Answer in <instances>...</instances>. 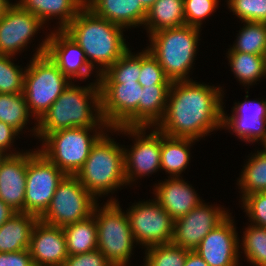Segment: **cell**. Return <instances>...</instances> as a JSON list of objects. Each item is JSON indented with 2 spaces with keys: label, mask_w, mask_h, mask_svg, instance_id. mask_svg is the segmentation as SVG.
<instances>
[{
  "label": "cell",
  "mask_w": 266,
  "mask_h": 266,
  "mask_svg": "<svg viewBox=\"0 0 266 266\" xmlns=\"http://www.w3.org/2000/svg\"><path fill=\"white\" fill-rule=\"evenodd\" d=\"M34 266H63L68 257L63 228L38 220L29 245Z\"/></svg>",
  "instance_id": "19"
},
{
  "label": "cell",
  "mask_w": 266,
  "mask_h": 266,
  "mask_svg": "<svg viewBox=\"0 0 266 266\" xmlns=\"http://www.w3.org/2000/svg\"><path fill=\"white\" fill-rule=\"evenodd\" d=\"M235 42L228 51H238L254 55H266V23L242 21Z\"/></svg>",
  "instance_id": "32"
},
{
  "label": "cell",
  "mask_w": 266,
  "mask_h": 266,
  "mask_svg": "<svg viewBox=\"0 0 266 266\" xmlns=\"http://www.w3.org/2000/svg\"><path fill=\"white\" fill-rule=\"evenodd\" d=\"M101 113L110 129L139 127V99L142 86L138 81L99 83Z\"/></svg>",
  "instance_id": "13"
},
{
  "label": "cell",
  "mask_w": 266,
  "mask_h": 266,
  "mask_svg": "<svg viewBox=\"0 0 266 266\" xmlns=\"http://www.w3.org/2000/svg\"><path fill=\"white\" fill-rule=\"evenodd\" d=\"M16 3L44 24L57 18L59 30H64L85 6V0H19Z\"/></svg>",
  "instance_id": "23"
},
{
  "label": "cell",
  "mask_w": 266,
  "mask_h": 266,
  "mask_svg": "<svg viewBox=\"0 0 266 266\" xmlns=\"http://www.w3.org/2000/svg\"><path fill=\"white\" fill-rule=\"evenodd\" d=\"M63 266H112L100 250L70 255Z\"/></svg>",
  "instance_id": "41"
},
{
  "label": "cell",
  "mask_w": 266,
  "mask_h": 266,
  "mask_svg": "<svg viewBox=\"0 0 266 266\" xmlns=\"http://www.w3.org/2000/svg\"><path fill=\"white\" fill-rule=\"evenodd\" d=\"M143 266H184L189 250L171 243L145 248Z\"/></svg>",
  "instance_id": "34"
},
{
  "label": "cell",
  "mask_w": 266,
  "mask_h": 266,
  "mask_svg": "<svg viewBox=\"0 0 266 266\" xmlns=\"http://www.w3.org/2000/svg\"><path fill=\"white\" fill-rule=\"evenodd\" d=\"M32 115L27 108L24 93H0V121L12 126L19 133L24 131Z\"/></svg>",
  "instance_id": "33"
},
{
  "label": "cell",
  "mask_w": 266,
  "mask_h": 266,
  "mask_svg": "<svg viewBox=\"0 0 266 266\" xmlns=\"http://www.w3.org/2000/svg\"><path fill=\"white\" fill-rule=\"evenodd\" d=\"M87 86L71 81L51 107L35 122L32 135L41 141L48 133L69 128L108 127L101 113L99 77ZM75 84V85H74Z\"/></svg>",
  "instance_id": "2"
},
{
  "label": "cell",
  "mask_w": 266,
  "mask_h": 266,
  "mask_svg": "<svg viewBox=\"0 0 266 266\" xmlns=\"http://www.w3.org/2000/svg\"><path fill=\"white\" fill-rule=\"evenodd\" d=\"M9 0H0V18L14 5Z\"/></svg>",
  "instance_id": "46"
},
{
  "label": "cell",
  "mask_w": 266,
  "mask_h": 266,
  "mask_svg": "<svg viewBox=\"0 0 266 266\" xmlns=\"http://www.w3.org/2000/svg\"><path fill=\"white\" fill-rule=\"evenodd\" d=\"M238 236L230 214L201 240L194 251L209 266H239L241 239Z\"/></svg>",
  "instance_id": "16"
},
{
  "label": "cell",
  "mask_w": 266,
  "mask_h": 266,
  "mask_svg": "<svg viewBox=\"0 0 266 266\" xmlns=\"http://www.w3.org/2000/svg\"><path fill=\"white\" fill-rule=\"evenodd\" d=\"M226 54L231 71L243 86H252L262 77H266V55L238 51H228Z\"/></svg>",
  "instance_id": "29"
},
{
  "label": "cell",
  "mask_w": 266,
  "mask_h": 266,
  "mask_svg": "<svg viewBox=\"0 0 266 266\" xmlns=\"http://www.w3.org/2000/svg\"><path fill=\"white\" fill-rule=\"evenodd\" d=\"M230 214L223 207L207 205L201 201L186 215L174 221L172 243L189 251H194L201 240Z\"/></svg>",
  "instance_id": "14"
},
{
  "label": "cell",
  "mask_w": 266,
  "mask_h": 266,
  "mask_svg": "<svg viewBox=\"0 0 266 266\" xmlns=\"http://www.w3.org/2000/svg\"><path fill=\"white\" fill-rule=\"evenodd\" d=\"M199 31L200 28L183 25L148 35L150 45L147 50L157 59L171 82L193 80L188 74L201 40Z\"/></svg>",
  "instance_id": "5"
},
{
  "label": "cell",
  "mask_w": 266,
  "mask_h": 266,
  "mask_svg": "<svg viewBox=\"0 0 266 266\" xmlns=\"http://www.w3.org/2000/svg\"><path fill=\"white\" fill-rule=\"evenodd\" d=\"M84 51L97 77L118 60L129 47L124 28L94 14L84 6L64 29Z\"/></svg>",
  "instance_id": "3"
},
{
  "label": "cell",
  "mask_w": 266,
  "mask_h": 266,
  "mask_svg": "<svg viewBox=\"0 0 266 266\" xmlns=\"http://www.w3.org/2000/svg\"><path fill=\"white\" fill-rule=\"evenodd\" d=\"M109 129L76 127L58 130L48 133L41 140V149H37L66 175H75L84 165L92 146Z\"/></svg>",
  "instance_id": "7"
},
{
  "label": "cell",
  "mask_w": 266,
  "mask_h": 266,
  "mask_svg": "<svg viewBox=\"0 0 266 266\" xmlns=\"http://www.w3.org/2000/svg\"><path fill=\"white\" fill-rule=\"evenodd\" d=\"M26 174L27 150L0 162V199L16 212H24Z\"/></svg>",
  "instance_id": "20"
},
{
  "label": "cell",
  "mask_w": 266,
  "mask_h": 266,
  "mask_svg": "<svg viewBox=\"0 0 266 266\" xmlns=\"http://www.w3.org/2000/svg\"><path fill=\"white\" fill-rule=\"evenodd\" d=\"M13 58L15 59L14 56L0 55V93H24L26 68L14 64Z\"/></svg>",
  "instance_id": "36"
},
{
  "label": "cell",
  "mask_w": 266,
  "mask_h": 266,
  "mask_svg": "<svg viewBox=\"0 0 266 266\" xmlns=\"http://www.w3.org/2000/svg\"><path fill=\"white\" fill-rule=\"evenodd\" d=\"M18 134L20 135L21 133H19L12 126L0 121V152L1 153H3L4 155H15V154L21 153V151L14 152V150L11 148L16 136L17 138L19 137ZM8 151L9 153H7ZM11 151H13L14 153Z\"/></svg>",
  "instance_id": "42"
},
{
  "label": "cell",
  "mask_w": 266,
  "mask_h": 266,
  "mask_svg": "<svg viewBox=\"0 0 266 266\" xmlns=\"http://www.w3.org/2000/svg\"><path fill=\"white\" fill-rule=\"evenodd\" d=\"M97 202L75 175H66L39 220L63 228L91 216Z\"/></svg>",
  "instance_id": "9"
},
{
  "label": "cell",
  "mask_w": 266,
  "mask_h": 266,
  "mask_svg": "<svg viewBox=\"0 0 266 266\" xmlns=\"http://www.w3.org/2000/svg\"><path fill=\"white\" fill-rule=\"evenodd\" d=\"M38 217L16 212L0 227V253L29 249L32 230Z\"/></svg>",
  "instance_id": "24"
},
{
  "label": "cell",
  "mask_w": 266,
  "mask_h": 266,
  "mask_svg": "<svg viewBox=\"0 0 266 266\" xmlns=\"http://www.w3.org/2000/svg\"><path fill=\"white\" fill-rule=\"evenodd\" d=\"M171 84L144 86L139 99V127H156L163 119Z\"/></svg>",
  "instance_id": "27"
},
{
  "label": "cell",
  "mask_w": 266,
  "mask_h": 266,
  "mask_svg": "<svg viewBox=\"0 0 266 266\" xmlns=\"http://www.w3.org/2000/svg\"><path fill=\"white\" fill-rule=\"evenodd\" d=\"M184 266H209L195 251H189Z\"/></svg>",
  "instance_id": "44"
},
{
  "label": "cell",
  "mask_w": 266,
  "mask_h": 266,
  "mask_svg": "<svg viewBox=\"0 0 266 266\" xmlns=\"http://www.w3.org/2000/svg\"><path fill=\"white\" fill-rule=\"evenodd\" d=\"M4 154L0 152V162L2 161V159L4 158Z\"/></svg>",
  "instance_id": "48"
},
{
  "label": "cell",
  "mask_w": 266,
  "mask_h": 266,
  "mask_svg": "<svg viewBox=\"0 0 266 266\" xmlns=\"http://www.w3.org/2000/svg\"><path fill=\"white\" fill-rule=\"evenodd\" d=\"M85 6L124 29L144 25L147 14L140 0H85Z\"/></svg>",
  "instance_id": "22"
},
{
  "label": "cell",
  "mask_w": 266,
  "mask_h": 266,
  "mask_svg": "<svg viewBox=\"0 0 266 266\" xmlns=\"http://www.w3.org/2000/svg\"><path fill=\"white\" fill-rule=\"evenodd\" d=\"M150 127H118L113 132L122 135H130L134 138L132 147L124 149L125 179L127 185H131L138 178L149 176L161 170V131L157 127L150 129L149 134L146 129ZM117 131V132H116ZM147 134V135H146ZM136 178V179H135Z\"/></svg>",
  "instance_id": "11"
},
{
  "label": "cell",
  "mask_w": 266,
  "mask_h": 266,
  "mask_svg": "<svg viewBox=\"0 0 266 266\" xmlns=\"http://www.w3.org/2000/svg\"><path fill=\"white\" fill-rule=\"evenodd\" d=\"M196 140L175 138L161 132V169L169 173V177H181V173L189 166L190 148Z\"/></svg>",
  "instance_id": "26"
},
{
  "label": "cell",
  "mask_w": 266,
  "mask_h": 266,
  "mask_svg": "<svg viewBox=\"0 0 266 266\" xmlns=\"http://www.w3.org/2000/svg\"><path fill=\"white\" fill-rule=\"evenodd\" d=\"M67 253L78 255L98 249L97 224L94 212L88 218L63 227Z\"/></svg>",
  "instance_id": "28"
},
{
  "label": "cell",
  "mask_w": 266,
  "mask_h": 266,
  "mask_svg": "<svg viewBox=\"0 0 266 266\" xmlns=\"http://www.w3.org/2000/svg\"><path fill=\"white\" fill-rule=\"evenodd\" d=\"M222 87L193 80L171 82L163 119L156 126L164 135L201 139L222 128Z\"/></svg>",
  "instance_id": "1"
},
{
  "label": "cell",
  "mask_w": 266,
  "mask_h": 266,
  "mask_svg": "<svg viewBox=\"0 0 266 266\" xmlns=\"http://www.w3.org/2000/svg\"><path fill=\"white\" fill-rule=\"evenodd\" d=\"M142 6L148 11V9L156 2V0H140Z\"/></svg>",
  "instance_id": "47"
},
{
  "label": "cell",
  "mask_w": 266,
  "mask_h": 266,
  "mask_svg": "<svg viewBox=\"0 0 266 266\" xmlns=\"http://www.w3.org/2000/svg\"><path fill=\"white\" fill-rule=\"evenodd\" d=\"M127 211L136 245L148 248L172 242L175 220L155 199L134 203Z\"/></svg>",
  "instance_id": "12"
},
{
  "label": "cell",
  "mask_w": 266,
  "mask_h": 266,
  "mask_svg": "<svg viewBox=\"0 0 266 266\" xmlns=\"http://www.w3.org/2000/svg\"><path fill=\"white\" fill-rule=\"evenodd\" d=\"M227 5L243 22L266 23V0H227Z\"/></svg>",
  "instance_id": "37"
},
{
  "label": "cell",
  "mask_w": 266,
  "mask_h": 266,
  "mask_svg": "<svg viewBox=\"0 0 266 266\" xmlns=\"http://www.w3.org/2000/svg\"><path fill=\"white\" fill-rule=\"evenodd\" d=\"M138 83L142 87L171 84L157 59L147 49L141 51V70Z\"/></svg>",
  "instance_id": "38"
},
{
  "label": "cell",
  "mask_w": 266,
  "mask_h": 266,
  "mask_svg": "<svg viewBox=\"0 0 266 266\" xmlns=\"http://www.w3.org/2000/svg\"><path fill=\"white\" fill-rule=\"evenodd\" d=\"M242 238V246L245 259L253 266H266V228L249 224Z\"/></svg>",
  "instance_id": "35"
},
{
  "label": "cell",
  "mask_w": 266,
  "mask_h": 266,
  "mask_svg": "<svg viewBox=\"0 0 266 266\" xmlns=\"http://www.w3.org/2000/svg\"><path fill=\"white\" fill-rule=\"evenodd\" d=\"M15 213L14 209L0 199V227Z\"/></svg>",
  "instance_id": "45"
},
{
  "label": "cell",
  "mask_w": 266,
  "mask_h": 266,
  "mask_svg": "<svg viewBox=\"0 0 266 266\" xmlns=\"http://www.w3.org/2000/svg\"><path fill=\"white\" fill-rule=\"evenodd\" d=\"M251 155L237 183L242 193L241 200L249 194L266 191V148Z\"/></svg>",
  "instance_id": "30"
},
{
  "label": "cell",
  "mask_w": 266,
  "mask_h": 266,
  "mask_svg": "<svg viewBox=\"0 0 266 266\" xmlns=\"http://www.w3.org/2000/svg\"><path fill=\"white\" fill-rule=\"evenodd\" d=\"M241 202L250 224L266 228V191L249 194Z\"/></svg>",
  "instance_id": "40"
},
{
  "label": "cell",
  "mask_w": 266,
  "mask_h": 266,
  "mask_svg": "<svg viewBox=\"0 0 266 266\" xmlns=\"http://www.w3.org/2000/svg\"><path fill=\"white\" fill-rule=\"evenodd\" d=\"M186 25L184 0H156L148 9L145 23L150 35L157 31Z\"/></svg>",
  "instance_id": "25"
},
{
  "label": "cell",
  "mask_w": 266,
  "mask_h": 266,
  "mask_svg": "<svg viewBox=\"0 0 266 266\" xmlns=\"http://www.w3.org/2000/svg\"><path fill=\"white\" fill-rule=\"evenodd\" d=\"M26 67L24 96L29 113L38 121L71 81L46 54L48 35Z\"/></svg>",
  "instance_id": "6"
},
{
  "label": "cell",
  "mask_w": 266,
  "mask_h": 266,
  "mask_svg": "<svg viewBox=\"0 0 266 266\" xmlns=\"http://www.w3.org/2000/svg\"><path fill=\"white\" fill-rule=\"evenodd\" d=\"M243 102L234 103L231 116L226 115L223 109L222 128L235 133L246 143L260 141V145L266 144V99L248 100V90Z\"/></svg>",
  "instance_id": "15"
},
{
  "label": "cell",
  "mask_w": 266,
  "mask_h": 266,
  "mask_svg": "<svg viewBox=\"0 0 266 266\" xmlns=\"http://www.w3.org/2000/svg\"><path fill=\"white\" fill-rule=\"evenodd\" d=\"M46 54L70 81L86 80L94 71L84 51L64 30L56 29L48 34Z\"/></svg>",
  "instance_id": "18"
},
{
  "label": "cell",
  "mask_w": 266,
  "mask_h": 266,
  "mask_svg": "<svg viewBox=\"0 0 266 266\" xmlns=\"http://www.w3.org/2000/svg\"><path fill=\"white\" fill-rule=\"evenodd\" d=\"M106 131L92 146L88 158L82 168L75 174L97 200L102 195L126 186L124 149L114 141Z\"/></svg>",
  "instance_id": "4"
},
{
  "label": "cell",
  "mask_w": 266,
  "mask_h": 266,
  "mask_svg": "<svg viewBox=\"0 0 266 266\" xmlns=\"http://www.w3.org/2000/svg\"><path fill=\"white\" fill-rule=\"evenodd\" d=\"M141 70V52L128 49L113 65L99 75V83H124L138 81Z\"/></svg>",
  "instance_id": "31"
},
{
  "label": "cell",
  "mask_w": 266,
  "mask_h": 266,
  "mask_svg": "<svg viewBox=\"0 0 266 266\" xmlns=\"http://www.w3.org/2000/svg\"><path fill=\"white\" fill-rule=\"evenodd\" d=\"M43 26L38 17L15 3L0 18V55L14 56L27 49L30 40Z\"/></svg>",
  "instance_id": "17"
},
{
  "label": "cell",
  "mask_w": 266,
  "mask_h": 266,
  "mask_svg": "<svg viewBox=\"0 0 266 266\" xmlns=\"http://www.w3.org/2000/svg\"><path fill=\"white\" fill-rule=\"evenodd\" d=\"M66 174L38 149L27 151L24 212L40 218Z\"/></svg>",
  "instance_id": "10"
},
{
  "label": "cell",
  "mask_w": 266,
  "mask_h": 266,
  "mask_svg": "<svg viewBox=\"0 0 266 266\" xmlns=\"http://www.w3.org/2000/svg\"><path fill=\"white\" fill-rule=\"evenodd\" d=\"M100 207L94 209L98 250L112 266H127L136 243L128 216L114 197Z\"/></svg>",
  "instance_id": "8"
},
{
  "label": "cell",
  "mask_w": 266,
  "mask_h": 266,
  "mask_svg": "<svg viewBox=\"0 0 266 266\" xmlns=\"http://www.w3.org/2000/svg\"><path fill=\"white\" fill-rule=\"evenodd\" d=\"M0 266H34L29 249L0 253Z\"/></svg>",
  "instance_id": "43"
},
{
  "label": "cell",
  "mask_w": 266,
  "mask_h": 266,
  "mask_svg": "<svg viewBox=\"0 0 266 266\" xmlns=\"http://www.w3.org/2000/svg\"><path fill=\"white\" fill-rule=\"evenodd\" d=\"M218 2L219 0H184L186 25L201 29L203 20L216 12Z\"/></svg>",
  "instance_id": "39"
},
{
  "label": "cell",
  "mask_w": 266,
  "mask_h": 266,
  "mask_svg": "<svg viewBox=\"0 0 266 266\" xmlns=\"http://www.w3.org/2000/svg\"><path fill=\"white\" fill-rule=\"evenodd\" d=\"M181 178V179H180ZM157 185V186H156ZM154 187L155 200L174 219L186 215L201 201L194 187L181 177H169Z\"/></svg>",
  "instance_id": "21"
}]
</instances>
